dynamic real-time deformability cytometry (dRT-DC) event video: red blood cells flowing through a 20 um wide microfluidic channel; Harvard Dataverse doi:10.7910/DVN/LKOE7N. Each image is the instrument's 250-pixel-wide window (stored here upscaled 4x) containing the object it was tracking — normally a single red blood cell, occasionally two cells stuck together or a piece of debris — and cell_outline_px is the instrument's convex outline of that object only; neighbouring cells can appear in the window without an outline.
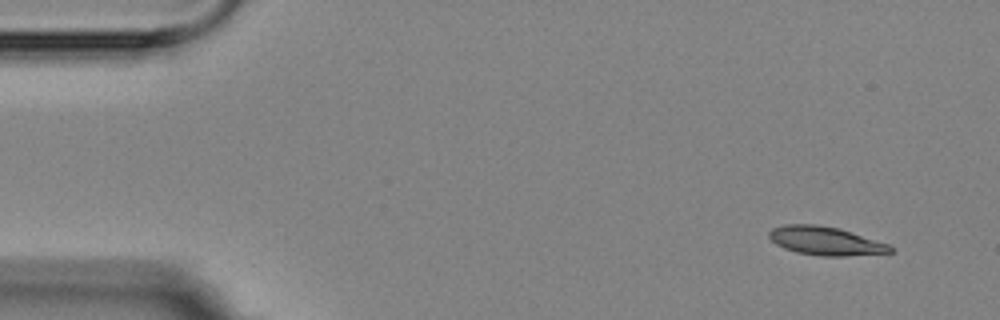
{"species": "Egyptian fruit bat (a non-hibernating species)", "species_latin": "Rousettus aegyptiacus", "temperature_condition": "room temperature", "stored_images_in_passage": 6, "segment_of_instrument_passage": [2, 2], "camera_frame_rate_fps": 3000, "um_per_image_px": 0.085, "animal": {"sex": "female"}, "frame": {"image": 1, "passage_image": 6, "time_ms": 6.667, "image_size_px": [1000, 320], "cell_outline_px": [[896, 248], [892, 252], [844, 256], [820, 256], [796, 252], [784, 248], [776, 244], [768, 236], [768, 232], [772, 228], [784, 224], [816, 224], [840, 228], [888, 244]], "centroid_in_image_um": [70.15, 20.47], "position_along_channel_um": 14.8, "area_um2": 20.23}}